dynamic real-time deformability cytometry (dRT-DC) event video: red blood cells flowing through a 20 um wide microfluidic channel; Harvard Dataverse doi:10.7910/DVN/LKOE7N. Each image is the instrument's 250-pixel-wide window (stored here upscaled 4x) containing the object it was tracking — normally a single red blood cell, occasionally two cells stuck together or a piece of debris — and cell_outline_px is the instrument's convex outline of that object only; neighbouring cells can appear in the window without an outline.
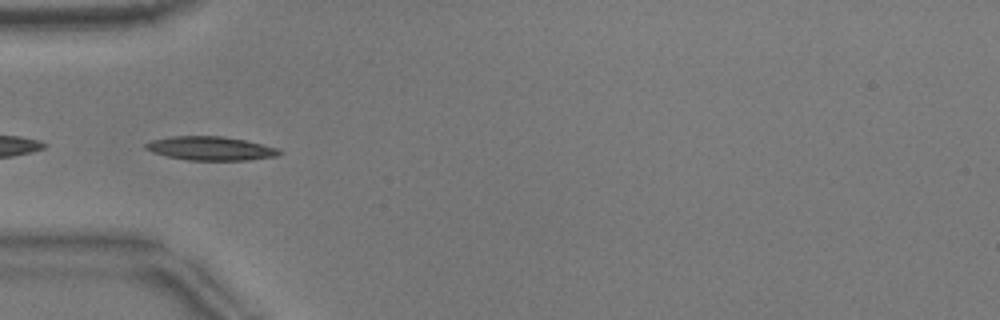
{"species": "common noctule bat (a hibernating species)", "species_latin": "Nyctalus noctula", "temperature_condition": "warm", "stored_images_in_passage": 37, "camera_frame_rate_fps": 3000, "um_per_image_px": 0.085, "animal": {"sex": "male", "body_mass_g": 17.9}, "frame": {"image": 1, "passage_image": 1, "time_ms": 0.0, "image_size_px": [1000, 320], "cell_outline_px": [[284, 152], [276, 156], [248, 160], [188, 160], [168, 156], [152, 152], [144, 148], [144, 144], [152, 140], [172, 136], [224, 136], [244, 140], [280, 148]], "centroid_in_image_um": [17.92, 12.61], "position_along_channel_um": 67.1, "area_um2": 18.55}}
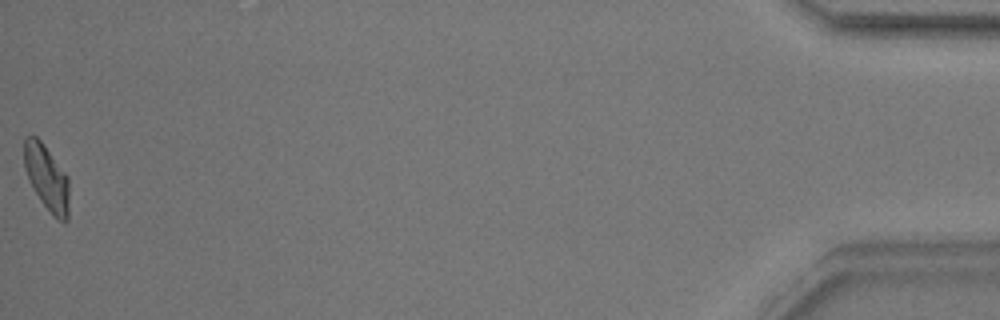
{"frame": {"image": 2, "passage_image": 37, "time_ms": 12.0, "image_size_px": [1000, 320], "cell_outline_px": [[68, 220], [60, 220], [52, 216], [40, 200], [24, 168], [24, 140], [28, 136], [36, 136], [40, 140], [68, 176]], "centroid_in_image_um": [3.97, 15.11], "position_along_channel_um": 431.2, "area_um2": 16.82}, "authors_computed_cell_mechanics": {"area_um2": 17.4556, "velocity_mm_per_s": 3.8351, "shape_relaxation_time_tau1_ms": 2.4959, "shape_relaxation_time_tau2_ms": 1.7056, "deformation_change_tau1": 0.1433, "deformation_change_tau2": 0.0781}}